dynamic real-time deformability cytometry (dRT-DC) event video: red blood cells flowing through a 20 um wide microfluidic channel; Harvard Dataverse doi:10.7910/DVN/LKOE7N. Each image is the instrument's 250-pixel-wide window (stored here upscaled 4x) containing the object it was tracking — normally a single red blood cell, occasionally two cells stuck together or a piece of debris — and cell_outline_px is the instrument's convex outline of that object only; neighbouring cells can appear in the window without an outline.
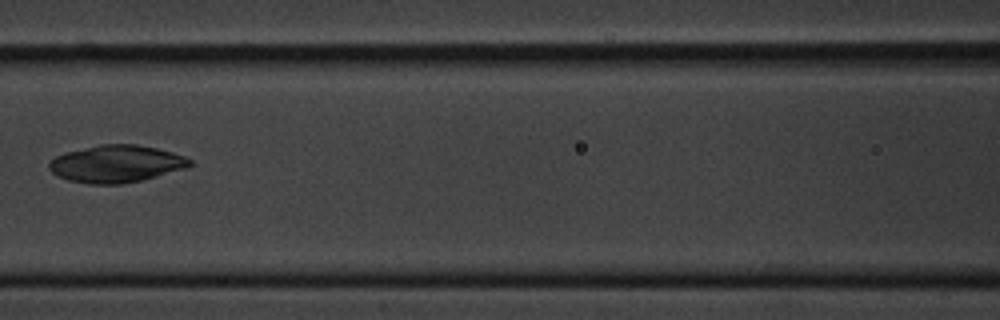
{"species": "common noctule bat (a hibernating species)", "species_latin": "Nyctalus noctula", "temperature_condition": "cold", "stored_images_in_passage": 17, "camera_frame_rate_fps": 3000, "um_per_image_px": 0.085, "animal": {"sex": "male", "body_mass_g": 20.1, "forearm_length_mm": 53.5}, "frame": {"image": 1, "passage_image": 8, "time_ms": 8.333, "image_size_px": [1000, 320], "cell_outline_px": [[192, 164], [184, 168], [156, 176], [140, 180], [120, 184], [88, 184], [68, 180], [56, 176], [48, 168], [48, 164], [56, 156], [64, 152], [100, 144], [136, 144], [156, 148], [172, 152], [184, 156], [192, 160]], "centroid_in_image_um": [9.84, 13.92], "position_along_channel_um": 156.8, "area_um2": 30.46}}
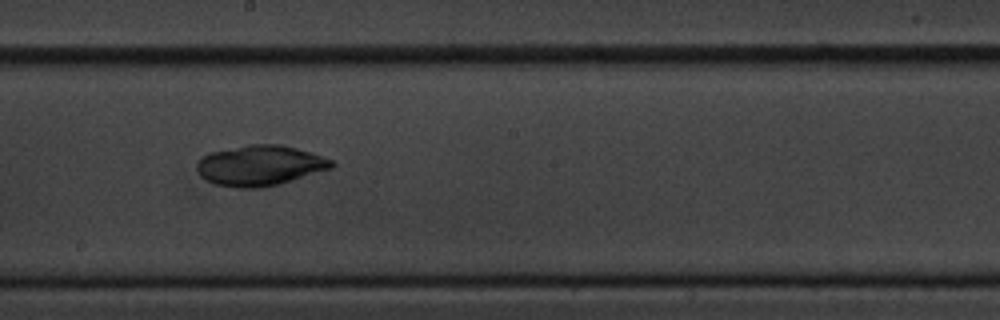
{"frame": {"image": 2, "passage_image": 10, "time_ms": 10.333, "image_size_px": [1000, 320], "cell_outline_px": [[336, 164], [332, 168], [292, 180], [264, 188], [236, 188], [212, 184], [200, 176], [196, 168], [196, 164], [208, 152], [248, 144], [280, 144], [296, 148], [332, 160]], "centroid_in_image_um": [22.05, 14.07], "position_along_channel_um": 226.2, "area_um2": 31.79}}